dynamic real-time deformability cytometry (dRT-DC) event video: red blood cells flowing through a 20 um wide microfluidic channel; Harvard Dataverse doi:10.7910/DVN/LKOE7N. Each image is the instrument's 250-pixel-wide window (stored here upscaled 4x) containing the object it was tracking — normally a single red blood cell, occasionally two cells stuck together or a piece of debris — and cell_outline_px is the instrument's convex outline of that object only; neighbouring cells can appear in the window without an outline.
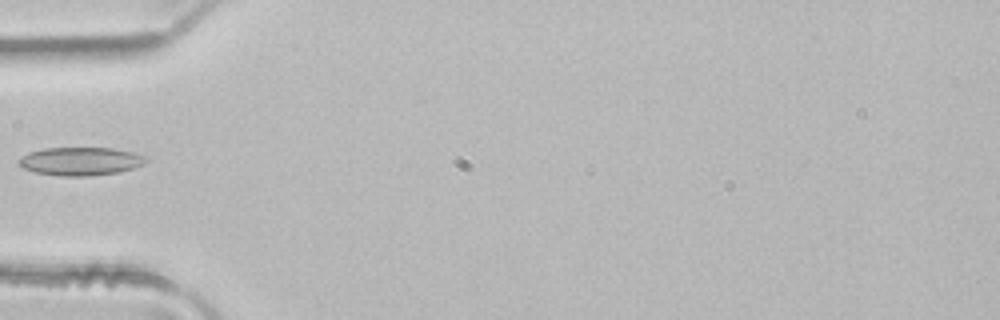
{"species": "common noctule bat (a hibernating species)", "species_latin": "Nyctalus noctula", "temperature_condition": "room temperature", "stored_images_in_passage": 4, "camera_frame_rate_fps": 3000, "um_per_image_px": 0.085, "animal": {"sex": "male", "body_mass_g": 21.5, "forearm_length_mm": 52.0}, "frame": {"image": 1, "passage_image": 4, "time_ms": 1.0, "image_size_px": [1000, 320], "cell_outline_px": [[148, 160], [132, 168], [120, 172], [88, 176], [60, 176], [36, 172], [24, 168], [16, 164], [16, 160], [20, 156], [28, 152], [44, 148], [112, 148], [132, 152], [144, 156]], "centroid_in_image_um": [6.76, 13.7], "position_along_channel_um": 78.2, "area_um2": 20.92}}